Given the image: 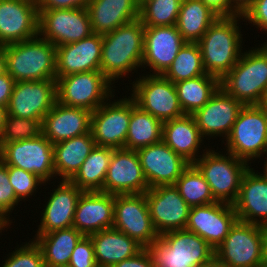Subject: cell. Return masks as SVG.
<instances>
[{
    "label": "cell",
    "instance_id": "6da1fadb",
    "mask_svg": "<svg viewBox=\"0 0 267 267\" xmlns=\"http://www.w3.org/2000/svg\"><path fill=\"white\" fill-rule=\"evenodd\" d=\"M100 71L112 83L142 66L144 25L138 18L102 35Z\"/></svg>",
    "mask_w": 267,
    "mask_h": 267
},
{
    "label": "cell",
    "instance_id": "7a4b0ae2",
    "mask_svg": "<svg viewBox=\"0 0 267 267\" xmlns=\"http://www.w3.org/2000/svg\"><path fill=\"white\" fill-rule=\"evenodd\" d=\"M147 250L154 267H211L215 263V249L186 229L160 235Z\"/></svg>",
    "mask_w": 267,
    "mask_h": 267
},
{
    "label": "cell",
    "instance_id": "3957f363",
    "mask_svg": "<svg viewBox=\"0 0 267 267\" xmlns=\"http://www.w3.org/2000/svg\"><path fill=\"white\" fill-rule=\"evenodd\" d=\"M237 18L218 17L197 42L202 53L203 66L207 74L220 80L236 65L240 59L241 32Z\"/></svg>",
    "mask_w": 267,
    "mask_h": 267
},
{
    "label": "cell",
    "instance_id": "277c9868",
    "mask_svg": "<svg viewBox=\"0 0 267 267\" xmlns=\"http://www.w3.org/2000/svg\"><path fill=\"white\" fill-rule=\"evenodd\" d=\"M4 49L6 72L15 82L56 79V46L39 35Z\"/></svg>",
    "mask_w": 267,
    "mask_h": 267
},
{
    "label": "cell",
    "instance_id": "5b68a950",
    "mask_svg": "<svg viewBox=\"0 0 267 267\" xmlns=\"http://www.w3.org/2000/svg\"><path fill=\"white\" fill-rule=\"evenodd\" d=\"M220 87L244 105H260L267 90V50L261 46L242 53Z\"/></svg>",
    "mask_w": 267,
    "mask_h": 267
},
{
    "label": "cell",
    "instance_id": "8992f818",
    "mask_svg": "<svg viewBox=\"0 0 267 267\" xmlns=\"http://www.w3.org/2000/svg\"><path fill=\"white\" fill-rule=\"evenodd\" d=\"M226 155L206 150L197 156L200 158L193 165L209 184L214 199L233 205L239 195L242 176L250 166L231 153Z\"/></svg>",
    "mask_w": 267,
    "mask_h": 267
},
{
    "label": "cell",
    "instance_id": "52a82bcc",
    "mask_svg": "<svg viewBox=\"0 0 267 267\" xmlns=\"http://www.w3.org/2000/svg\"><path fill=\"white\" fill-rule=\"evenodd\" d=\"M225 141L227 153L247 163L266 154L267 111L261 105H244Z\"/></svg>",
    "mask_w": 267,
    "mask_h": 267
},
{
    "label": "cell",
    "instance_id": "ba28073f",
    "mask_svg": "<svg viewBox=\"0 0 267 267\" xmlns=\"http://www.w3.org/2000/svg\"><path fill=\"white\" fill-rule=\"evenodd\" d=\"M221 267H263L262 226L237 220L215 249Z\"/></svg>",
    "mask_w": 267,
    "mask_h": 267
},
{
    "label": "cell",
    "instance_id": "9c48e42d",
    "mask_svg": "<svg viewBox=\"0 0 267 267\" xmlns=\"http://www.w3.org/2000/svg\"><path fill=\"white\" fill-rule=\"evenodd\" d=\"M111 84L113 83L101 71L80 72L59 77L56 80L57 102L93 112L106 101L110 102L109 97H114Z\"/></svg>",
    "mask_w": 267,
    "mask_h": 267
},
{
    "label": "cell",
    "instance_id": "30bf717a",
    "mask_svg": "<svg viewBox=\"0 0 267 267\" xmlns=\"http://www.w3.org/2000/svg\"><path fill=\"white\" fill-rule=\"evenodd\" d=\"M0 159L7 166L37 175L44 183L55 177L53 144L43 134L4 143L0 147Z\"/></svg>",
    "mask_w": 267,
    "mask_h": 267
},
{
    "label": "cell",
    "instance_id": "8fae6325",
    "mask_svg": "<svg viewBox=\"0 0 267 267\" xmlns=\"http://www.w3.org/2000/svg\"><path fill=\"white\" fill-rule=\"evenodd\" d=\"M131 98L136 105L162 122L184 116L175 84L163 75L139 77L133 82Z\"/></svg>",
    "mask_w": 267,
    "mask_h": 267
},
{
    "label": "cell",
    "instance_id": "7c38bea8",
    "mask_svg": "<svg viewBox=\"0 0 267 267\" xmlns=\"http://www.w3.org/2000/svg\"><path fill=\"white\" fill-rule=\"evenodd\" d=\"M38 35L53 45L78 42L93 31L87 8L38 10Z\"/></svg>",
    "mask_w": 267,
    "mask_h": 267
},
{
    "label": "cell",
    "instance_id": "4fadbf2b",
    "mask_svg": "<svg viewBox=\"0 0 267 267\" xmlns=\"http://www.w3.org/2000/svg\"><path fill=\"white\" fill-rule=\"evenodd\" d=\"M113 228L144 248L159 238L152 224L145 193L115 195Z\"/></svg>",
    "mask_w": 267,
    "mask_h": 267
},
{
    "label": "cell",
    "instance_id": "5bb4252c",
    "mask_svg": "<svg viewBox=\"0 0 267 267\" xmlns=\"http://www.w3.org/2000/svg\"><path fill=\"white\" fill-rule=\"evenodd\" d=\"M131 117V97L103 103L91 113L90 131L96 146L125 148Z\"/></svg>",
    "mask_w": 267,
    "mask_h": 267
},
{
    "label": "cell",
    "instance_id": "9a60e30c",
    "mask_svg": "<svg viewBox=\"0 0 267 267\" xmlns=\"http://www.w3.org/2000/svg\"><path fill=\"white\" fill-rule=\"evenodd\" d=\"M145 195L153 227L159 236L186 228L191 207L174 185L149 188Z\"/></svg>",
    "mask_w": 267,
    "mask_h": 267
},
{
    "label": "cell",
    "instance_id": "2e32d148",
    "mask_svg": "<svg viewBox=\"0 0 267 267\" xmlns=\"http://www.w3.org/2000/svg\"><path fill=\"white\" fill-rule=\"evenodd\" d=\"M57 101L56 79L15 82L7 115L43 121Z\"/></svg>",
    "mask_w": 267,
    "mask_h": 267
},
{
    "label": "cell",
    "instance_id": "e0dca14e",
    "mask_svg": "<svg viewBox=\"0 0 267 267\" xmlns=\"http://www.w3.org/2000/svg\"><path fill=\"white\" fill-rule=\"evenodd\" d=\"M237 220L232 204L214 202L191 207L185 229L194 232L216 249Z\"/></svg>",
    "mask_w": 267,
    "mask_h": 267
},
{
    "label": "cell",
    "instance_id": "ac0fdd59",
    "mask_svg": "<svg viewBox=\"0 0 267 267\" xmlns=\"http://www.w3.org/2000/svg\"><path fill=\"white\" fill-rule=\"evenodd\" d=\"M149 189L136 150L112 149L104 180V192L118 194L145 193Z\"/></svg>",
    "mask_w": 267,
    "mask_h": 267
},
{
    "label": "cell",
    "instance_id": "d6986e66",
    "mask_svg": "<svg viewBox=\"0 0 267 267\" xmlns=\"http://www.w3.org/2000/svg\"><path fill=\"white\" fill-rule=\"evenodd\" d=\"M149 188L174 185L190 165L163 141L136 150Z\"/></svg>",
    "mask_w": 267,
    "mask_h": 267
},
{
    "label": "cell",
    "instance_id": "ffe728a7",
    "mask_svg": "<svg viewBox=\"0 0 267 267\" xmlns=\"http://www.w3.org/2000/svg\"><path fill=\"white\" fill-rule=\"evenodd\" d=\"M38 7L22 0H0V45L38 36Z\"/></svg>",
    "mask_w": 267,
    "mask_h": 267
},
{
    "label": "cell",
    "instance_id": "44dd1931",
    "mask_svg": "<svg viewBox=\"0 0 267 267\" xmlns=\"http://www.w3.org/2000/svg\"><path fill=\"white\" fill-rule=\"evenodd\" d=\"M243 107L244 104L241 101L228 95L220 87L192 116L203 138L209 135V137L222 135L221 137L227 138Z\"/></svg>",
    "mask_w": 267,
    "mask_h": 267
},
{
    "label": "cell",
    "instance_id": "7402d4cb",
    "mask_svg": "<svg viewBox=\"0 0 267 267\" xmlns=\"http://www.w3.org/2000/svg\"><path fill=\"white\" fill-rule=\"evenodd\" d=\"M185 43L176 25L144 27L142 65L163 75Z\"/></svg>",
    "mask_w": 267,
    "mask_h": 267
},
{
    "label": "cell",
    "instance_id": "603a6c76",
    "mask_svg": "<svg viewBox=\"0 0 267 267\" xmlns=\"http://www.w3.org/2000/svg\"><path fill=\"white\" fill-rule=\"evenodd\" d=\"M115 195L102 191H83L74 213L73 227L90 236L113 227Z\"/></svg>",
    "mask_w": 267,
    "mask_h": 267
},
{
    "label": "cell",
    "instance_id": "cb8c5ba5",
    "mask_svg": "<svg viewBox=\"0 0 267 267\" xmlns=\"http://www.w3.org/2000/svg\"><path fill=\"white\" fill-rule=\"evenodd\" d=\"M102 34L92 33L78 42L56 47V80L88 71H100Z\"/></svg>",
    "mask_w": 267,
    "mask_h": 267
},
{
    "label": "cell",
    "instance_id": "d4e9b609",
    "mask_svg": "<svg viewBox=\"0 0 267 267\" xmlns=\"http://www.w3.org/2000/svg\"><path fill=\"white\" fill-rule=\"evenodd\" d=\"M91 111L68 107L55 102L42 121V134L52 143L78 137L90 132Z\"/></svg>",
    "mask_w": 267,
    "mask_h": 267
},
{
    "label": "cell",
    "instance_id": "484cf974",
    "mask_svg": "<svg viewBox=\"0 0 267 267\" xmlns=\"http://www.w3.org/2000/svg\"><path fill=\"white\" fill-rule=\"evenodd\" d=\"M233 206L239 221L266 226L267 179L249 167L242 176L239 195Z\"/></svg>",
    "mask_w": 267,
    "mask_h": 267
},
{
    "label": "cell",
    "instance_id": "4316f807",
    "mask_svg": "<svg viewBox=\"0 0 267 267\" xmlns=\"http://www.w3.org/2000/svg\"><path fill=\"white\" fill-rule=\"evenodd\" d=\"M57 186L43 209L37 234L73 226L76 205L83 191L68 180H62Z\"/></svg>",
    "mask_w": 267,
    "mask_h": 267
},
{
    "label": "cell",
    "instance_id": "83f0119b",
    "mask_svg": "<svg viewBox=\"0 0 267 267\" xmlns=\"http://www.w3.org/2000/svg\"><path fill=\"white\" fill-rule=\"evenodd\" d=\"M87 10L93 33L103 35L138 19L140 0H90Z\"/></svg>",
    "mask_w": 267,
    "mask_h": 267
},
{
    "label": "cell",
    "instance_id": "f1b7e54d",
    "mask_svg": "<svg viewBox=\"0 0 267 267\" xmlns=\"http://www.w3.org/2000/svg\"><path fill=\"white\" fill-rule=\"evenodd\" d=\"M90 238L98 267H113L144 249L136 240L113 227L94 233Z\"/></svg>",
    "mask_w": 267,
    "mask_h": 267
},
{
    "label": "cell",
    "instance_id": "f546056e",
    "mask_svg": "<svg viewBox=\"0 0 267 267\" xmlns=\"http://www.w3.org/2000/svg\"><path fill=\"white\" fill-rule=\"evenodd\" d=\"M202 140L203 137L192 115L185 114L163 122L162 141L190 164L198 159L195 157Z\"/></svg>",
    "mask_w": 267,
    "mask_h": 267
},
{
    "label": "cell",
    "instance_id": "4dcf8cb0",
    "mask_svg": "<svg viewBox=\"0 0 267 267\" xmlns=\"http://www.w3.org/2000/svg\"><path fill=\"white\" fill-rule=\"evenodd\" d=\"M95 146L91 131L53 144L55 176L70 181Z\"/></svg>",
    "mask_w": 267,
    "mask_h": 267
},
{
    "label": "cell",
    "instance_id": "1f68e13d",
    "mask_svg": "<svg viewBox=\"0 0 267 267\" xmlns=\"http://www.w3.org/2000/svg\"><path fill=\"white\" fill-rule=\"evenodd\" d=\"M82 237L83 235L72 226L37 234L34 241L42 251L44 264L68 265L71 254Z\"/></svg>",
    "mask_w": 267,
    "mask_h": 267
},
{
    "label": "cell",
    "instance_id": "d6a6232c",
    "mask_svg": "<svg viewBox=\"0 0 267 267\" xmlns=\"http://www.w3.org/2000/svg\"><path fill=\"white\" fill-rule=\"evenodd\" d=\"M218 17L201 0H182L176 26L186 42L197 43Z\"/></svg>",
    "mask_w": 267,
    "mask_h": 267
},
{
    "label": "cell",
    "instance_id": "836d02e7",
    "mask_svg": "<svg viewBox=\"0 0 267 267\" xmlns=\"http://www.w3.org/2000/svg\"><path fill=\"white\" fill-rule=\"evenodd\" d=\"M163 122L140 109L131 98V117L125 149L138 150L162 141Z\"/></svg>",
    "mask_w": 267,
    "mask_h": 267
},
{
    "label": "cell",
    "instance_id": "e575fe53",
    "mask_svg": "<svg viewBox=\"0 0 267 267\" xmlns=\"http://www.w3.org/2000/svg\"><path fill=\"white\" fill-rule=\"evenodd\" d=\"M174 84L184 114L192 115L196 110L202 108L220 88V79L205 74Z\"/></svg>",
    "mask_w": 267,
    "mask_h": 267
},
{
    "label": "cell",
    "instance_id": "d590c367",
    "mask_svg": "<svg viewBox=\"0 0 267 267\" xmlns=\"http://www.w3.org/2000/svg\"><path fill=\"white\" fill-rule=\"evenodd\" d=\"M111 157L112 148L95 146L70 181L82 191L104 192V180Z\"/></svg>",
    "mask_w": 267,
    "mask_h": 267
},
{
    "label": "cell",
    "instance_id": "8d00e7d4",
    "mask_svg": "<svg viewBox=\"0 0 267 267\" xmlns=\"http://www.w3.org/2000/svg\"><path fill=\"white\" fill-rule=\"evenodd\" d=\"M207 74L198 43L186 42L163 76L173 83Z\"/></svg>",
    "mask_w": 267,
    "mask_h": 267
},
{
    "label": "cell",
    "instance_id": "74e56055",
    "mask_svg": "<svg viewBox=\"0 0 267 267\" xmlns=\"http://www.w3.org/2000/svg\"><path fill=\"white\" fill-rule=\"evenodd\" d=\"M174 186L190 207L217 202L211 193L209 184L193 164L182 172Z\"/></svg>",
    "mask_w": 267,
    "mask_h": 267
},
{
    "label": "cell",
    "instance_id": "f35d334b",
    "mask_svg": "<svg viewBox=\"0 0 267 267\" xmlns=\"http://www.w3.org/2000/svg\"><path fill=\"white\" fill-rule=\"evenodd\" d=\"M182 0H140V14L144 27L176 25Z\"/></svg>",
    "mask_w": 267,
    "mask_h": 267
},
{
    "label": "cell",
    "instance_id": "ab89813d",
    "mask_svg": "<svg viewBox=\"0 0 267 267\" xmlns=\"http://www.w3.org/2000/svg\"><path fill=\"white\" fill-rule=\"evenodd\" d=\"M42 130L41 120L6 115L0 135V147L4 143L38 137Z\"/></svg>",
    "mask_w": 267,
    "mask_h": 267
},
{
    "label": "cell",
    "instance_id": "60d3db41",
    "mask_svg": "<svg viewBox=\"0 0 267 267\" xmlns=\"http://www.w3.org/2000/svg\"><path fill=\"white\" fill-rule=\"evenodd\" d=\"M3 267H43L44 260L40 247L31 241L12 252Z\"/></svg>",
    "mask_w": 267,
    "mask_h": 267
},
{
    "label": "cell",
    "instance_id": "b9f144b4",
    "mask_svg": "<svg viewBox=\"0 0 267 267\" xmlns=\"http://www.w3.org/2000/svg\"><path fill=\"white\" fill-rule=\"evenodd\" d=\"M8 177L10 184L13 187V190L16 194V197L21 199L33 195L32 193L36 192L37 186L44 182L35 174L27 172L23 169L7 166Z\"/></svg>",
    "mask_w": 267,
    "mask_h": 267
},
{
    "label": "cell",
    "instance_id": "7bdbcfd3",
    "mask_svg": "<svg viewBox=\"0 0 267 267\" xmlns=\"http://www.w3.org/2000/svg\"><path fill=\"white\" fill-rule=\"evenodd\" d=\"M18 202L20 200L16 197L13 187L10 184L7 165L0 159V221L5 226L11 223L8 215Z\"/></svg>",
    "mask_w": 267,
    "mask_h": 267
},
{
    "label": "cell",
    "instance_id": "ee69618b",
    "mask_svg": "<svg viewBox=\"0 0 267 267\" xmlns=\"http://www.w3.org/2000/svg\"><path fill=\"white\" fill-rule=\"evenodd\" d=\"M68 265L70 267H98L90 236H83L78 241L71 254Z\"/></svg>",
    "mask_w": 267,
    "mask_h": 267
},
{
    "label": "cell",
    "instance_id": "f6af8a7d",
    "mask_svg": "<svg viewBox=\"0 0 267 267\" xmlns=\"http://www.w3.org/2000/svg\"><path fill=\"white\" fill-rule=\"evenodd\" d=\"M242 17L262 31H267V0H254Z\"/></svg>",
    "mask_w": 267,
    "mask_h": 267
},
{
    "label": "cell",
    "instance_id": "bcb514c9",
    "mask_svg": "<svg viewBox=\"0 0 267 267\" xmlns=\"http://www.w3.org/2000/svg\"><path fill=\"white\" fill-rule=\"evenodd\" d=\"M90 0H41L38 10L87 8Z\"/></svg>",
    "mask_w": 267,
    "mask_h": 267
},
{
    "label": "cell",
    "instance_id": "7dc6e473",
    "mask_svg": "<svg viewBox=\"0 0 267 267\" xmlns=\"http://www.w3.org/2000/svg\"><path fill=\"white\" fill-rule=\"evenodd\" d=\"M113 267H154L151 254L144 248L136 256L123 260Z\"/></svg>",
    "mask_w": 267,
    "mask_h": 267
},
{
    "label": "cell",
    "instance_id": "c3c4849f",
    "mask_svg": "<svg viewBox=\"0 0 267 267\" xmlns=\"http://www.w3.org/2000/svg\"><path fill=\"white\" fill-rule=\"evenodd\" d=\"M14 84H15L14 79L7 72L0 75V105L1 106L7 108L10 97L12 95Z\"/></svg>",
    "mask_w": 267,
    "mask_h": 267
},
{
    "label": "cell",
    "instance_id": "681fc988",
    "mask_svg": "<svg viewBox=\"0 0 267 267\" xmlns=\"http://www.w3.org/2000/svg\"><path fill=\"white\" fill-rule=\"evenodd\" d=\"M219 17H230V0H201Z\"/></svg>",
    "mask_w": 267,
    "mask_h": 267
},
{
    "label": "cell",
    "instance_id": "f907efd6",
    "mask_svg": "<svg viewBox=\"0 0 267 267\" xmlns=\"http://www.w3.org/2000/svg\"><path fill=\"white\" fill-rule=\"evenodd\" d=\"M254 0H230V17L243 15Z\"/></svg>",
    "mask_w": 267,
    "mask_h": 267
},
{
    "label": "cell",
    "instance_id": "816d5d0a",
    "mask_svg": "<svg viewBox=\"0 0 267 267\" xmlns=\"http://www.w3.org/2000/svg\"><path fill=\"white\" fill-rule=\"evenodd\" d=\"M262 260L263 267H267V225L262 226Z\"/></svg>",
    "mask_w": 267,
    "mask_h": 267
},
{
    "label": "cell",
    "instance_id": "f5cc1de1",
    "mask_svg": "<svg viewBox=\"0 0 267 267\" xmlns=\"http://www.w3.org/2000/svg\"><path fill=\"white\" fill-rule=\"evenodd\" d=\"M6 72V57L4 46L0 45V75Z\"/></svg>",
    "mask_w": 267,
    "mask_h": 267
},
{
    "label": "cell",
    "instance_id": "db71d44e",
    "mask_svg": "<svg viewBox=\"0 0 267 267\" xmlns=\"http://www.w3.org/2000/svg\"><path fill=\"white\" fill-rule=\"evenodd\" d=\"M7 115L6 107L0 105V135L3 129L4 121Z\"/></svg>",
    "mask_w": 267,
    "mask_h": 267
},
{
    "label": "cell",
    "instance_id": "11a10c76",
    "mask_svg": "<svg viewBox=\"0 0 267 267\" xmlns=\"http://www.w3.org/2000/svg\"><path fill=\"white\" fill-rule=\"evenodd\" d=\"M260 105L267 111V90Z\"/></svg>",
    "mask_w": 267,
    "mask_h": 267
},
{
    "label": "cell",
    "instance_id": "9f6ffc18",
    "mask_svg": "<svg viewBox=\"0 0 267 267\" xmlns=\"http://www.w3.org/2000/svg\"><path fill=\"white\" fill-rule=\"evenodd\" d=\"M267 154V153H266ZM265 164V166H264V173L263 174H260L259 173V175L261 176V177H263V178H265V179H267V159H266V161L264 162Z\"/></svg>",
    "mask_w": 267,
    "mask_h": 267
},
{
    "label": "cell",
    "instance_id": "6f0895ef",
    "mask_svg": "<svg viewBox=\"0 0 267 267\" xmlns=\"http://www.w3.org/2000/svg\"><path fill=\"white\" fill-rule=\"evenodd\" d=\"M22 1H26V2L32 3L37 7L39 6V4L41 2V0H22Z\"/></svg>",
    "mask_w": 267,
    "mask_h": 267
},
{
    "label": "cell",
    "instance_id": "680465c9",
    "mask_svg": "<svg viewBox=\"0 0 267 267\" xmlns=\"http://www.w3.org/2000/svg\"><path fill=\"white\" fill-rule=\"evenodd\" d=\"M43 267H70L69 265H63V264H59V265H47L44 264Z\"/></svg>",
    "mask_w": 267,
    "mask_h": 267
},
{
    "label": "cell",
    "instance_id": "91938a15",
    "mask_svg": "<svg viewBox=\"0 0 267 267\" xmlns=\"http://www.w3.org/2000/svg\"><path fill=\"white\" fill-rule=\"evenodd\" d=\"M5 227H7V226H5L1 221H0V231L2 232V230H4L3 228H5ZM0 232V233H1Z\"/></svg>",
    "mask_w": 267,
    "mask_h": 267
},
{
    "label": "cell",
    "instance_id": "94428289",
    "mask_svg": "<svg viewBox=\"0 0 267 267\" xmlns=\"http://www.w3.org/2000/svg\"><path fill=\"white\" fill-rule=\"evenodd\" d=\"M262 47L267 50V42H265Z\"/></svg>",
    "mask_w": 267,
    "mask_h": 267
},
{
    "label": "cell",
    "instance_id": "6125c7cd",
    "mask_svg": "<svg viewBox=\"0 0 267 267\" xmlns=\"http://www.w3.org/2000/svg\"><path fill=\"white\" fill-rule=\"evenodd\" d=\"M214 267H221V266H218L216 263H214Z\"/></svg>",
    "mask_w": 267,
    "mask_h": 267
}]
</instances>
